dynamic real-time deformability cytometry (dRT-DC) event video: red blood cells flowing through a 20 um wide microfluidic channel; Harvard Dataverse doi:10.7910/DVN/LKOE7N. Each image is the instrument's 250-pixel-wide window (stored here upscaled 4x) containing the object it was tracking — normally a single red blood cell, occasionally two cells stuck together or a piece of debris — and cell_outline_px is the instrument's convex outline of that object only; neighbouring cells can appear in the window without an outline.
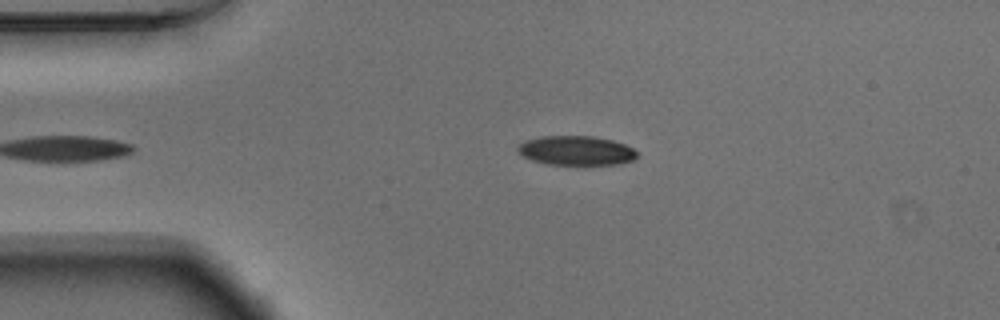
{"species": "Egyptian fruit bat (a non-hibernating species)", "species_latin": "Rousettus aegyptiacus", "temperature_condition": "warm", "stored_images_in_passage": 39, "camera_frame_rate_fps": 3000, "um_per_image_px": 0.085, "animal": {"sex": "male"}, "frame": {"image": 1, "passage_image": 2, "time_ms": 0.333, "image_size_px": [1000, 320], "cell_outline_px": [[640, 152], [632, 160], [620, 164], [544, 164], [532, 160], [524, 156], [516, 148], [524, 140], [544, 136], [592, 136], [612, 140], [624, 144]], "centroid_in_image_um": [48.98, 12.79], "position_along_channel_um": 36.0, "area_um2": 20.29}}
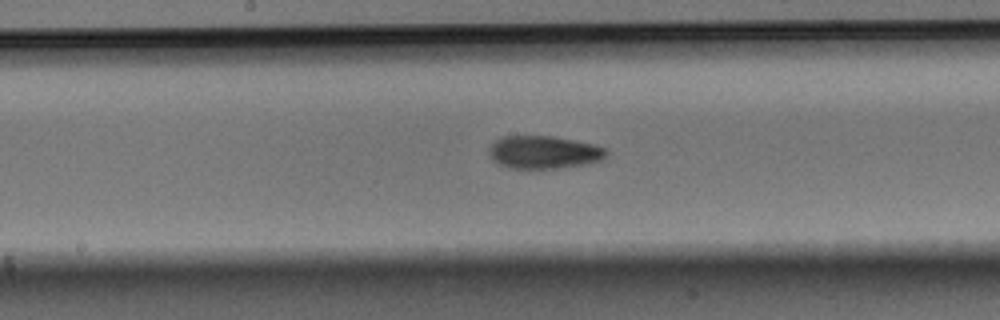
{"frame": {"image": 2, "passage_image": 18, "time_ms": 5.667, "image_size_px": [1000, 320], "cell_outline_px": [[608, 152], [604, 160], [588, 164], [556, 168], [508, 168], [492, 160], [488, 152], [492, 144], [496, 140], [504, 136], [552, 136], [596, 144], [608, 148]], "centroid_in_image_um": [46.29, 12.94], "position_along_channel_um": 201.9, "area_um2": 22.66}}
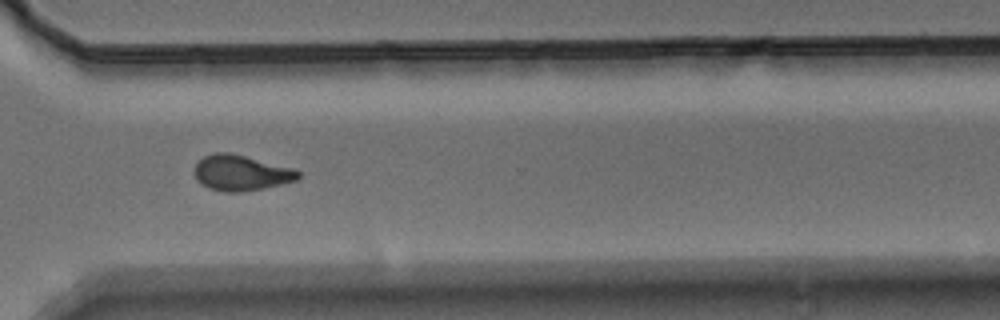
{"frame": {"image": 3, "passage_image": 30, "time_ms": 9.667, "image_size_px": [1000, 320], "cell_outline_px": [[300, 176], [296, 180], [264, 188], [240, 192], [224, 192], [208, 188], [200, 184], [196, 180], [196, 164], [204, 156], [212, 152], [228, 152], [292, 168], [300, 172]], "centroid_in_image_um": [20.46, 14.7], "position_along_channel_um": 350.1, "area_um2": 21.27}, "authors_computed_cell_mechanics": {"area_um2": 21.5016, "velocity_mm_per_s": 3.7087, "shape_relaxation_time_tau1_ms": 5.4682, "shape_relaxation_time_tau2_ms": 8.859, "deformation_change_tau1": 0.1525, "deformation_change_tau2": 0.1521}}